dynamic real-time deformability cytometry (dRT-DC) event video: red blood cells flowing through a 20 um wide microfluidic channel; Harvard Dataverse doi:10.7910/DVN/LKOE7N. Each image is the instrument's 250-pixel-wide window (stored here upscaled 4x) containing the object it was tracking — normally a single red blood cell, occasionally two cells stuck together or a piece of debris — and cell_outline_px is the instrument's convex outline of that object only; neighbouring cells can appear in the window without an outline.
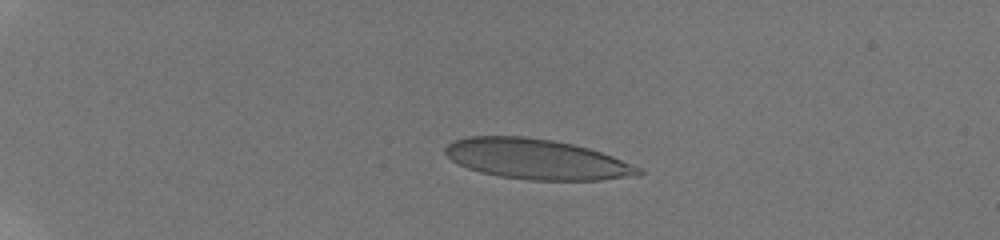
{"species": "human", "species_latin": "Homo sapiens", "temperature_condition": "room temperature", "stored_images_in_passage": 23, "camera_frame_rate_fps": 3000, "um_per_image_px": 0.085, "donor": {"sex": "male"}, "frame": {"image": 1, "passage_image": 7, "time_ms": 4.333, "image_size_px": [1000, 240], "cell_outline_px": [[644, 172], [640, 176], [600, 180], [528, 180], [500, 176], [480, 172], [468, 168], [452, 160], [444, 152], [444, 148], [448, 144], [456, 140], [468, 136], [524, 136], [552, 140], [572, 144], [588, 148], [612, 156], [644, 168]], "centroid_in_image_um": [45.67, 13.54], "position_along_channel_um": 39.3, "area_um2": 45.43}}
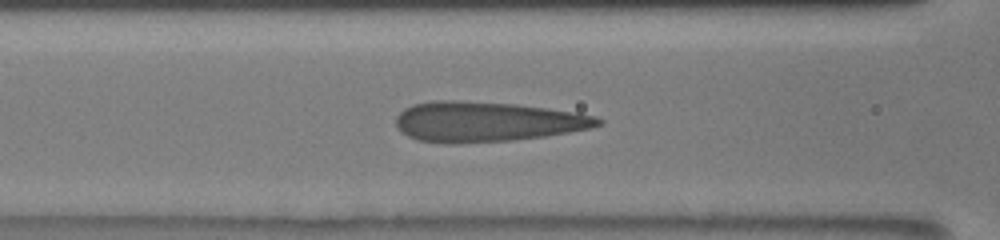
{"frame": {"image": 2, "passage_image": 15, "time_ms": 8.667, "image_size_px": [1000, 240], "cell_outline_px": [[604, 124], [592, 128], [544, 136], [512, 140], [456, 144], [448, 144], [420, 140], [408, 136], [400, 132], [396, 128], [396, 116], [404, 108], [412, 104], [432, 100], [456, 100], [516, 104], [576, 112], [596, 116], [604, 120]], "centroid_in_image_um": [41.36, 10.34], "position_along_channel_um": 125.2, "area_um2": 47.57}}
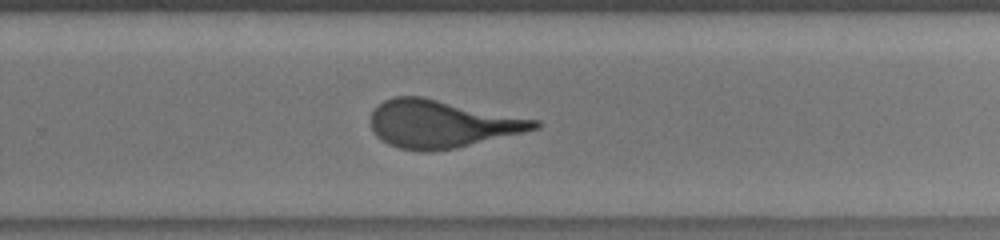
{"frame": {"image": 3, "passage_image": 23, "time_ms": 13.0, "image_size_px": [1000, 240], "cell_outline_px": [[540, 128], [524, 132], [456, 148], [428, 152], [420, 152], [400, 148], [388, 144], [380, 140], [372, 132], [372, 112], [384, 100], [392, 96], [424, 96], [540, 120]], "centroid_in_image_um": [37.55, 10.53], "position_along_channel_um": 292.2, "area_um2": 45.78}}